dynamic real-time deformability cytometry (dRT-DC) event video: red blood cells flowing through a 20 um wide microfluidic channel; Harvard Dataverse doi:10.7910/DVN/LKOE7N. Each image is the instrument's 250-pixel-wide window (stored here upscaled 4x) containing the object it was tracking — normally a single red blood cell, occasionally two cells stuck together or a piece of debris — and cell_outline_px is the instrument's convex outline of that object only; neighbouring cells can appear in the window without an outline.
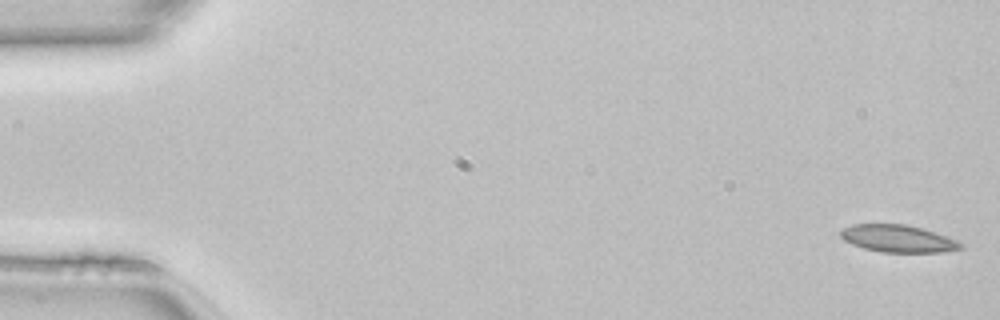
{"species": "common noctule bat (a hibernating species)", "species_latin": "Nyctalus noctula", "temperature_condition": "room temperature", "stored_images_in_passage": 49, "camera_frame_rate_fps": 3000, "um_per_image_px": 0.085, "animal": {"sex": "female", "body_mass_g": 22.7, "forearm_length_mm": 54.2}, "frame": {"image": 1, "passage_image": 1, "time_ms": 0.0, "image_size_px": [1000, 320], "cell_outline_px": [[964, 248], [940, 252], [880, 252], [864, 248], [852, 244], [844, 240], [840, 236], [840, 232], [844, 228], [852, 224], [908, 224], [956, 240], [964, 244]], "centroid_in_image_um": [76.3, 20.28], "position_along_channel_um": 8.7, "area_um2": 18.9}}
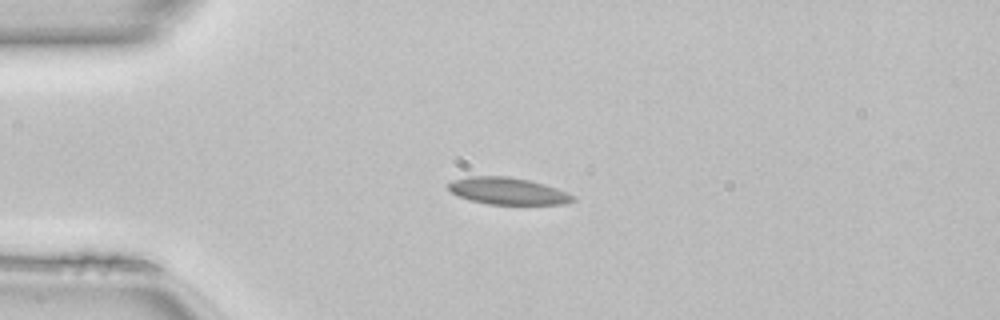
{"frame": {"image": 2, "passage_image": 12, "time_ms": 3.667, "image_size_px": [1000, 320], "cell_outline_px": [[576, 200], [568, 204], [488, 204], [472, 200], [460, 196], [452, 192], [448, 188], [448, 184], [452, 180], [468, 176], [508, 176], [528, 180], [544, 184], [568, 192], [576, 196]], "centroid_in_image_um": [43.21, 16.23], "position_along_channel_um": 41.8, "area_um2": 19.54}}
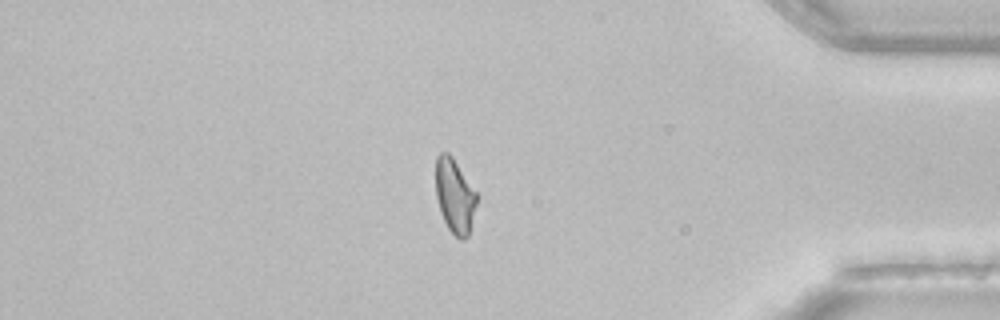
{"frame": {"image": 3, "passage_image": 42, "time_ms": 13.667, "image_size_px": [1000, 320], "cell_outline_px": [[476, 204], [468, 236], [464, 240], [460, 240], [448, 228], [440, 212], [436, 196], [436, 156], [440, 152], [448, 152], [452, 156], [476, 192]], "centroid_in_image_um": [38.63, 16.64], "position_along_channel_um": 396.6, "area_um2": 17.57}, "authors_computed_cell_mechanics": {"area_um2": 18.6694, "velocity_mm_per_s": 4.1326, "shape_relaxation_time_tau1_ms": null, "shape_relaxation_time_tau2_ms": 1.3643, "deformation_change_tau1": null, "deformation_change_tau2": 0.0737}}